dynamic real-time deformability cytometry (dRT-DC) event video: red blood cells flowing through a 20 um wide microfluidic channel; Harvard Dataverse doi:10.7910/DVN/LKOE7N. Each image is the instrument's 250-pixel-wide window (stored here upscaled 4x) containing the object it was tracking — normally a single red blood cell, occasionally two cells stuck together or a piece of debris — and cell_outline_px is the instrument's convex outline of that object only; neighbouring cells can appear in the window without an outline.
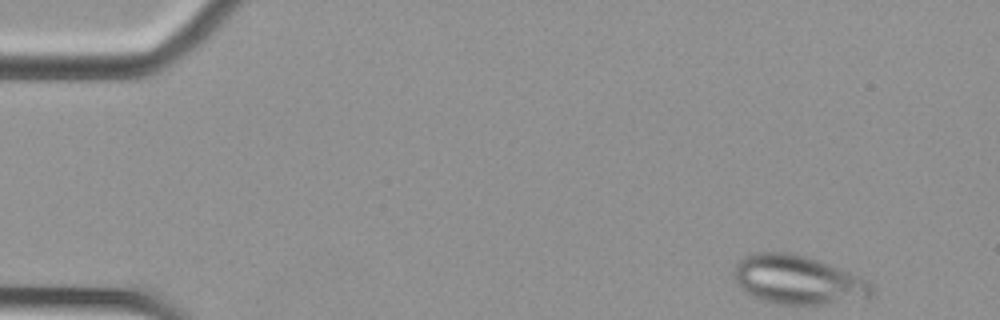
{"species": "Egyptian fruit bat (a non-hibernating species)", "species_latin": "Rousettus aegyptiacus", "temperature_condition": "cold", "stored_images_in_passage": 51, "camera_frame_rate_fps": 3000, "um_per_image_px": 0.085, "animal": {"sex": "female"}, "frame": {"image": 1, "passage_image": 1, "time_ms": 0.0, "image_size_px": [1000, 320], "cell_outline_px": [[876, 288], [872, 300], [824, 304], [776, 304], [752, 296], [740, 288], [736, 284], [736, 264], [744, 256], [756, 252], [788, 252], [804, 256], [840, 268], [860, 276], [868, 280]], "centroid_in_image_um": [67.93, 23.82], "position_along_channel_um": 17.1, "area_um2": 39.65}}
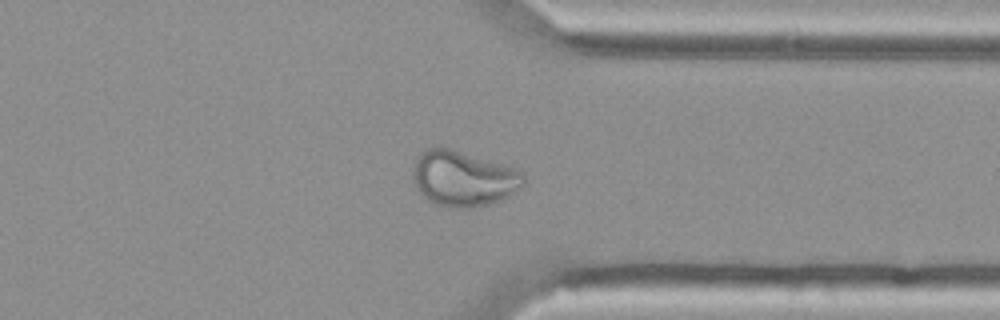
{"frame": {"image": 2, "passage_image": 39, "time_ms": 12.667, "image_size_px": [1000, 320], "cell_outline_px": [[524, 184], [508, 196], [500, 200], [488, 204], [472, 208], [448, 208], [436, 204], [428, 200], [416, 188], [412, 180], [412, 164], [420, 152], [428, 148], [452, 148], [524, 172]], "centroid_in_image_um": [39.32, 15.18], "position_along_channel_um": 372.1, "area_um2": 35.78}}
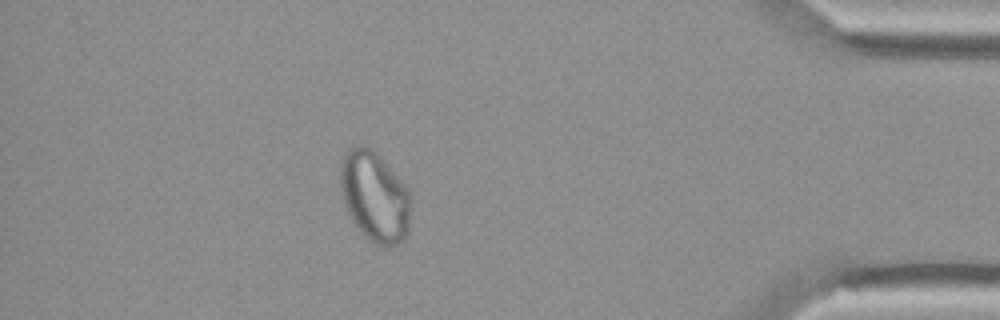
{"frame": {"image": 3, "passage_image": 45, "time_ms": 14.667, "image_size_px": [1000, 320], "cell_outline_px": [[412, 196], [408, 232], [404, 240], [388, 248], [384, 248], [376, 244], [364, 236], [360, 232], [352, 220], [344, 204], [340, 188], [340, 160], [348, 148], [360, 144], [364, 144], [372, 148], [384, 160], [412, 192]], "centroid_in_image_um": [31.86, 16.7], "position_along_channel_um": 403.3, "area_um2": 38.03}}